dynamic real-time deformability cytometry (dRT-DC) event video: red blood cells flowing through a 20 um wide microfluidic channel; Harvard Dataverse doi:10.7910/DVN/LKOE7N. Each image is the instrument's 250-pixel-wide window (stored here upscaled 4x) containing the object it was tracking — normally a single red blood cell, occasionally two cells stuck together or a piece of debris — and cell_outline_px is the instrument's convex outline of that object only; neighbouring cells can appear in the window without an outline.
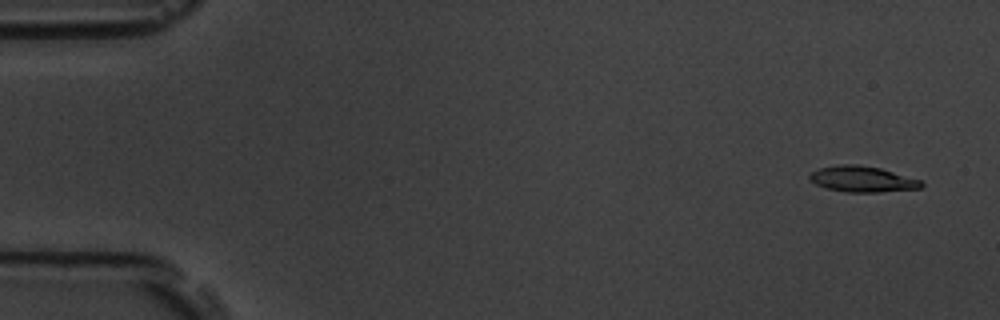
{"species": "common noctule bat (a hibernating species)", "species_latin": "Nyctalus noctula", "temperature_condition": "room temperature", "stored_images_in_passage": 54, "camera_frame_rate_fps": 3000, "um_per_image_px": 0.085, "animal": {"sex": "male", "body_mass_g": 19.5, "forearm_length_mm": 54.6}, "frame": {"image": 1, "passage_image": 3, "time_ms": 0.667, "image_size_px": [1000, 320], "cell_outline_px": [[924, 184], [920, 188], [880, 192], [844, 192], [828, 188], [816, 184], [808, 180], [808, 176], [812, 172], [820, 168], [840, 164], [856, 164], [880, 168], [920, 180]], "centroid_in_image_um": [73.27, 15.22], "position_along_channel_um": 11.7, "area_um2": 16.7}}
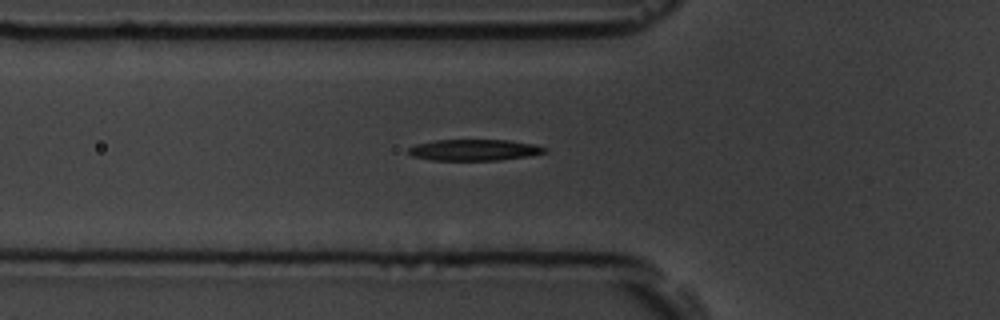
{"frame": {"image": 2, "passage_image": 19, "time_ms": 6.0, "image_size_px": [1000, 320], "cell_outline_px": [[548, 152], [528, 156], [500, 160], [432, 160], [412, 156], [408, 152], [408, 148], [416, 144], [436, 140], [508, 140], [536, 144], [548, 148]], "centroid_in_image_um": [40.36, 12.74], "position_along_channel_um": 85.4, "area_um2": 16.94}}
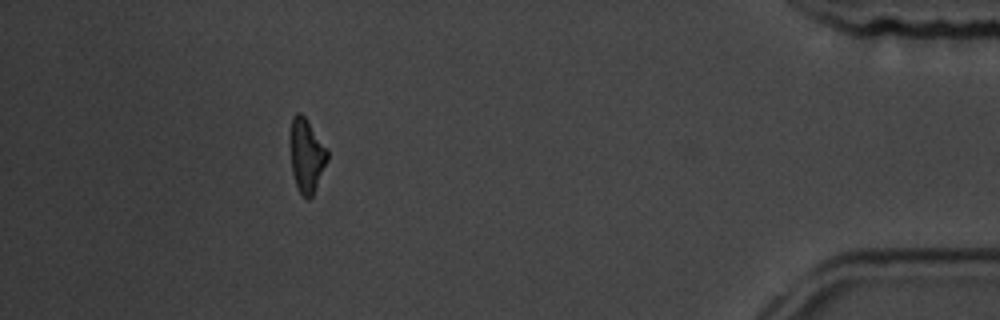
{"frame": {"image": 3, "passage_image": 49, "time_ms": 16.0, "image_size_px": [1000, 320], "cell_outline_px": [[328, 160], [312, 196], [308, 200], [296, 188], [292, 172], [288, 140], [292, 116], [296, 112], [300, 112], [308, 120], [328, 148]], "centroid_in_image_um": [26.03, 13.16], "position_along_channel_um": 409.2, "area_um2": 16.53}, "authors_computed_cell_mechanics": {"area_um2": 16.9354, "velocity_mm_per_s": 3.7886, "shape_relaxation_time_tau1_ms": 2.556, "shape_relaxation_time_tau2_ms": 8.6694, "deformation_change_tau1": 0.1359, "deformation_change_tau2": 0.2297}}